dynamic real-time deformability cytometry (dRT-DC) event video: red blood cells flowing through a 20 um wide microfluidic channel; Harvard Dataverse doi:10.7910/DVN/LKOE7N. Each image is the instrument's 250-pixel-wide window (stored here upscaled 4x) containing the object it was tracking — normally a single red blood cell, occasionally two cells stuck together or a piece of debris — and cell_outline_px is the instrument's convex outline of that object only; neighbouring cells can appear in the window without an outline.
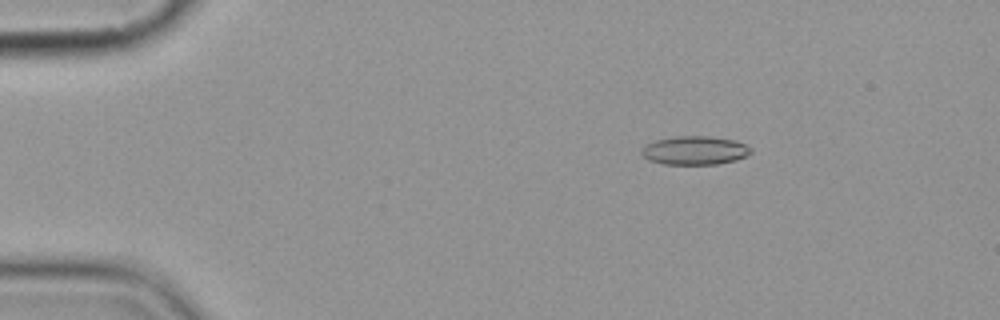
{"species": "common noctule bat (a hibernating species)", "species_latin": "Nyctalus noctula", "temperature_condition": "cold", "stored_images_in_passage": 6, "camera_frame_rate_fps": 3000, "um_per_image_px": 0.085, "animal": {"sex": "female", "body_mass_g": 19.9}, "frame": {"image": 1, "passage_image": 3, "time_ms": 2.333, "image_size_px": [1000, 320], "cell_outline_px": [[752, 152], [748, 156], [736, 160], [716, 164], [664, 164], [648, 160], [640, 152], [644, 144], [656, 140], [676, 136], [708, 136], [736, 140], [752, 148]], "centroid_in_image_um": [59.06, 12.78], "position_along_channel_um": 25.9, "area_um2": 18.38}}